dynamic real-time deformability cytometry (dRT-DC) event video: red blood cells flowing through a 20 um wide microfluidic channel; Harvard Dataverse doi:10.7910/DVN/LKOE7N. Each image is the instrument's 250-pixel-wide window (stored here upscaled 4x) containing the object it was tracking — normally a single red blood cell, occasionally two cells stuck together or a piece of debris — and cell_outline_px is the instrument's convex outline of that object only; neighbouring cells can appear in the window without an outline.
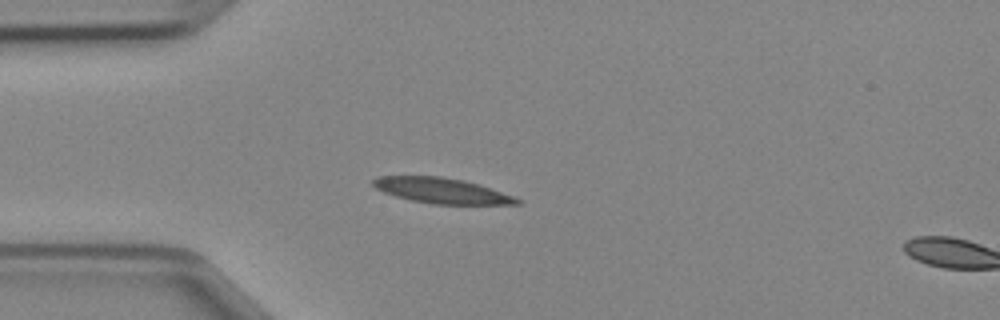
{"species": "Egyptian fruit bat (a non-hibernating species)", "species_latin": "Rousettus aegyptiacus", "temperature_condition": "cold", "stored_images_in_passage": 3, "camera_frame_rate_fps": 3000, "um_per_image_px": 0.085, "animal": {"sex": "female"}, "frame": {"image": 1, "passage_image": 1, "time_ms": 0.0, "image_size_px": [1000, 320], "cell_outline_px": [[520, 204], [432, 204], [412, 200], [396, 196], [384, 192], [376, 188], [372, 184], [372, 180], [380, 176], [440, 176], [464, 180], [512, 196], [520, 200]], "centroid_in_image_um": [37.49, 16.2], "position_along_channel_um": 47.5, "area_um2": 20.87}}